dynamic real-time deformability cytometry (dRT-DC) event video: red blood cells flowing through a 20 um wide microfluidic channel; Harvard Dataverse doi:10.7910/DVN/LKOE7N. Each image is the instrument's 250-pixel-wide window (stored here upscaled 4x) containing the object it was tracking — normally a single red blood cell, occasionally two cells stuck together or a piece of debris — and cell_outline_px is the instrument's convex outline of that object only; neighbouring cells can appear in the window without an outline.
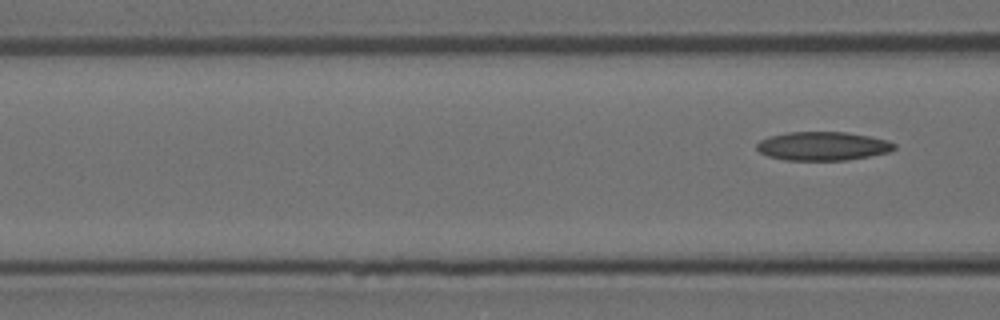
{"species": "Egyptian fruit bat (a non-hibernating species)", "species_latin": "Rousettus aegyptiacus", "temperature_condition": "room temperature", "stored_images_in_passage": 4, "segment_of_instrument_passage": [2, 2], "camera_frame_rate_fps": 3000, "um_per_image_px": 0.085, "animal": {"sex": "female"}, "frame": {"image": 1, "passage_image": 4, "time_ms": 1.0, "image_size_px": [1000, 320], "cell_outline_px": [[896, 148], [888, 152], [848, 160], [784, 160], [768, 156], [760, 152], [756, 148], [756, 144], [760, 140], [768, 136], [788, 132], [844, 132], [868, 136], [888, 140], [896, 144]], "centroid_in_image_um": [69.91, 12.42], "position_along_channel_um": 96.7, "area_um2": 23.0}}